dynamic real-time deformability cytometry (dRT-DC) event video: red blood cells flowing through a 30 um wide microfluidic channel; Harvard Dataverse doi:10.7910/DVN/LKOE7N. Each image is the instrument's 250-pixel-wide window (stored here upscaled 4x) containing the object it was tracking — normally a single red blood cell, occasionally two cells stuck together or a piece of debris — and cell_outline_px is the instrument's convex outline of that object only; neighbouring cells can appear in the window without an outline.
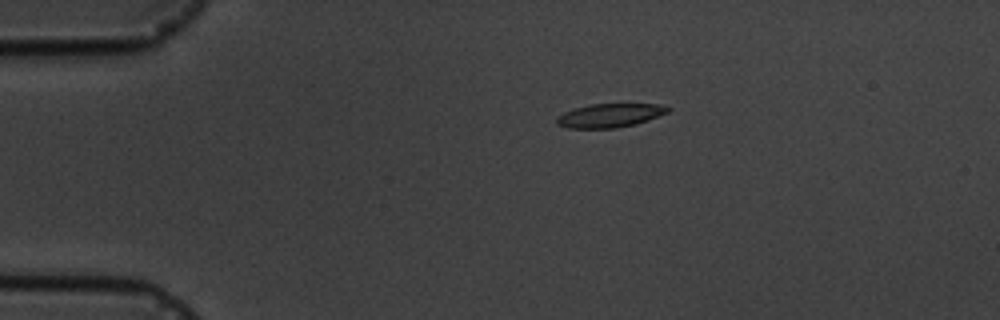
{"species": "common noctule bat (a hibernating species)", "species_latin": "Nyctalus noctula", "temperature_condition": "cold", "stored_images_in_passage": 3, "camera_frame_rate_fps": 3000, "um_per_image_px": 0.085, "animal": {"sex": "male", "body_mass_g": 19.5, "forearm_length_mm": 54.6}, "frame": {"image": 1, "passage_image": 3, "time_ms": 3.333, "image_size_px": [1000, 320], "cell_outline_px": [[672, 108], [668, 112], [648, 120], [636, 124], [616, 128], [568, 128], [556, 124], [556, 116], [572, 108], [588, 104], [656, 104]], "centroid_in_image_um": [51.79, 9.81], "position_along_channel_um": 33.2, "area_um2": 15.49}}